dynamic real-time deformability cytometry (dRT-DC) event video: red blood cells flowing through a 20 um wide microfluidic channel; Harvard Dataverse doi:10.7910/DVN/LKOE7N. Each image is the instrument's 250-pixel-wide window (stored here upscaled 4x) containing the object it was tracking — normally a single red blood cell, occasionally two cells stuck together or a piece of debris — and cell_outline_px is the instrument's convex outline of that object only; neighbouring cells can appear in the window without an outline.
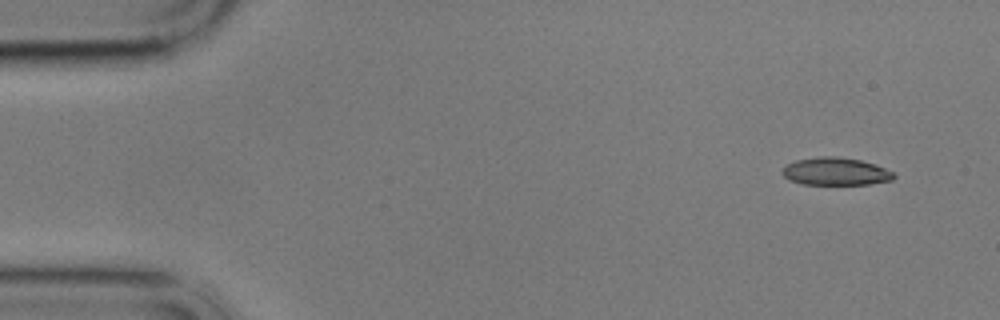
{"species": "common noctule bat (a hibernating species)", "species_latin": "Nyctalus noctula", "temperature_condition": "cold", "stored_images_in_passage": 4, "camera_frame_rate_fps": 3000, "um_per_image_px": 0.085, "animal": {"sex": "male", "body_mass_g": 17.9}, "frame": {"image": 1, "passage_image": 1, "time_ms": 0.0, "image_size_px": [1000, 320], "cell_outline_px": [[896, 176], [892, 180], [868, 184], [804, 184], [788, 180], [780, 172], [788, 164], [796, 160], [820, 156], [836, 156], [860, 160], [876, 164], [896, 172]], "centroid_in_image_um": [71.06, 14.57], "position_along_channel_um": 13.9, "area_um2": 18.09}}
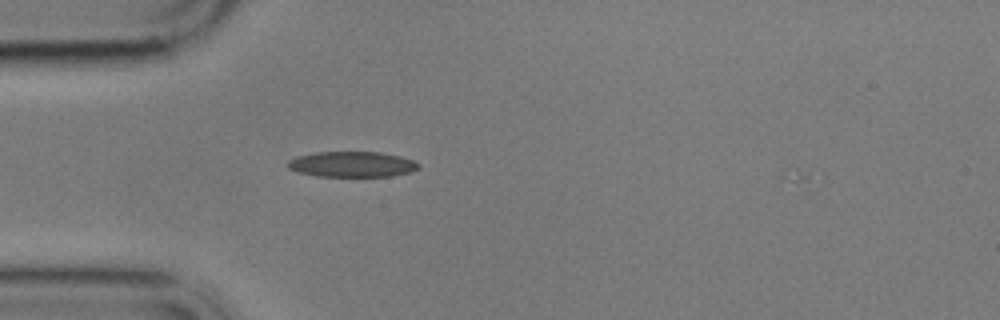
{"frame": {"image": 2, "passage_image": 4, "time_ms": 4.0, "image_size_px": [1000, 320], "cell_outline_px": [[420, 168], [412, 172], [392, 176], [316, 176], [300, 172], [288, 168], [288, 160], [296, 156], [316, 152], [380, 152], [400, 156], [412, 160], [420, 164]], "centroid_in_image_um": [29.95, 13.96], "position_along_channel_um": 55.0, "area_um2": 19.48}}